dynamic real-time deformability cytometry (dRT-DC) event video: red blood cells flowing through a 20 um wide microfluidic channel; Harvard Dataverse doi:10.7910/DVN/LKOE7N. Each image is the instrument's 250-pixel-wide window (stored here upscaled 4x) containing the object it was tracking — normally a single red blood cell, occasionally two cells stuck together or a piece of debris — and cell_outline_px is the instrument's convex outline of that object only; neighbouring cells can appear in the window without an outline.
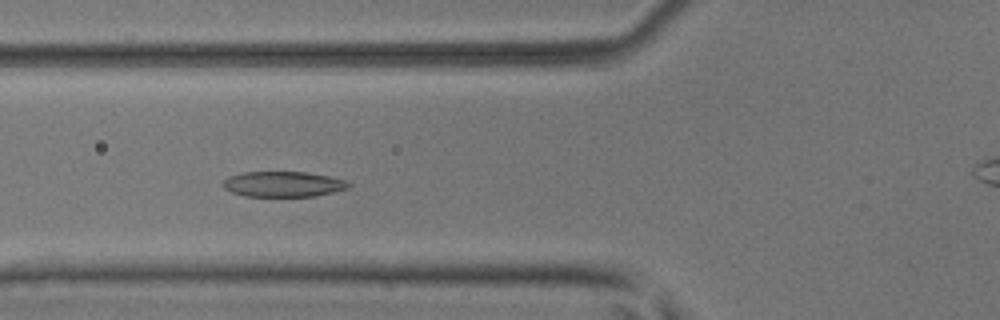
{"species": "common noctule bat (a hibernating species)", "species_latin": "Nyctalus noctula", "temperature_condition": "room temperature", "stored_images_in_passage": 38, "camera_frame_rate_fps": 3000, "um_per_image_px": 0.085, "animal": {"sex": "male", "body_mass_g": 17.9, "forearm_length_mm": 54.2}, "frame": {"image": 1, "passage_image": 5, "time_ms": 1.333, "image_size_px": [1000, 320], "cell_outline_px": [[352, 184], [348, 188], [316, 196], [244, 196], [232, 192], [224, 188], [224, 180], [228, 176], [244, 172], [304, 172], [328, 176], [348, 180]], "centroid_in_image_um": [24.1, 15.65], "position_along_channel_um": 101.7, "area_um2": 18.55}}
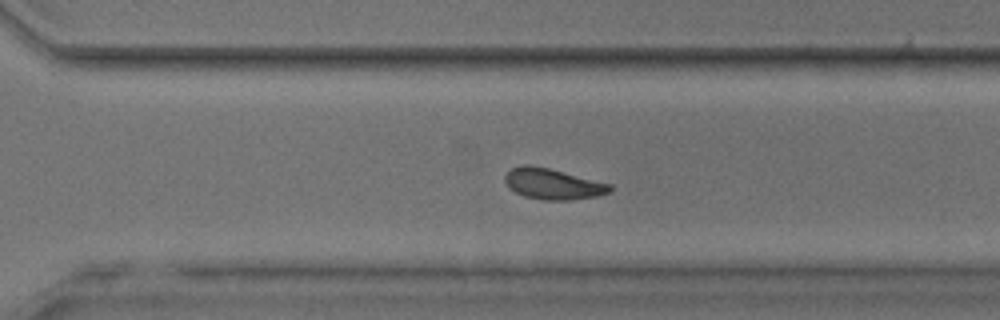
{"frame": {"image": 2, "passage_image": 22, "time_ms": 7.0, "image_size_px": [1000, 320], "cell_outline_px": [[612, 192], [596, 196], [568, 200], [544, 200], [524, 196], [508, 188], [504, 180], [504, 176], [512, 168], [524, 164], [528, 164], [548, 168], [612, 184]], "centroid_in_image_um": [46.99, 15.64], "position_along_channel_um": 323.6, "area_um2": 18.84}}
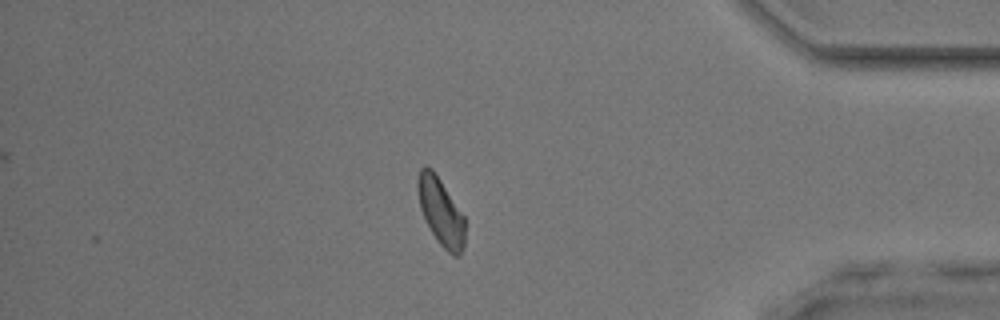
{"frame": {"image": 3, "passage_image": 30, "time_ms": 9.667, "image_size_px": [1000, 320], "cell_outline_px": [[464, 244], [460, 256], [452, 256], [436, 240], [420, 208], [416, 188], [416, 184], [420, 168], [424, 164], [432, 168], [464, 216]], "centroid_in_image_um": [37.45, 17.98], "position_along_channel_um": 397.8, "area_um2": 18.44}, "authors_computed_cell_mechanics": {"area_um2": 18.7272, "velocity_mm_per_s": 3.9288, "shape_relaxation_time_tau1_ms": 3.1577, "shape_relaxation_time_tau2_ms": 7.2369, "deformation_change_tau1": 0.1225, "deformation_change_tau2": 0.1413}}